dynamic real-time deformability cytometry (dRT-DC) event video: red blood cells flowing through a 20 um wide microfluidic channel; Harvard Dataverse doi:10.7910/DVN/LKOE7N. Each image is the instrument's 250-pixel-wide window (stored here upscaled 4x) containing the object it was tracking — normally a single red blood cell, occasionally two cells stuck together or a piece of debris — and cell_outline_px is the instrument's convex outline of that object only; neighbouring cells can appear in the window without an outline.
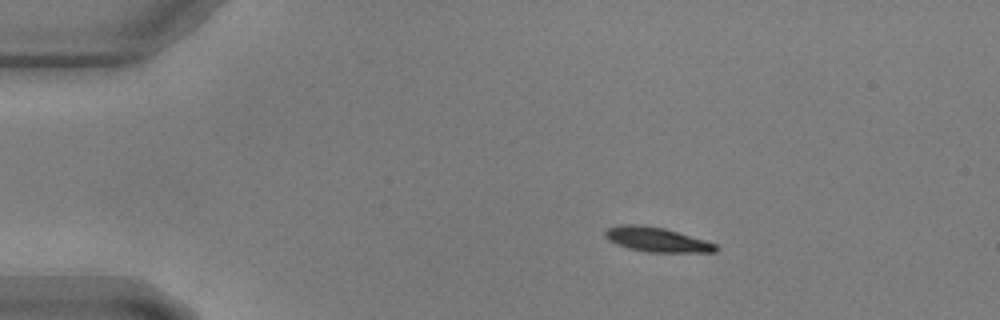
{"species": "common noctule bat (a hibernating species)", "species_latin": "Nyctalus noctula", "temperature_condition": "warm", "stored_images_in_passage": 49, "camera_frame_rate_fps": 3000, "um_per_image_px": 0.085, "animal": {"sex": "male", "body_mass_g": 17.9, "forearm_length_mm": 54.2}, "frame": {"image": 1, "passage_image": 1, "time_ms": 0.0, "image_size_px": [1000, 320], "cell_outline_px": [[720, 248], [716, 252], [648, 252], [628, 248], [616, 244], [608, 240], [604, 236], [604, 232], [608, 228], [620, 224], [640, 224], [664, 228], [704, 240], [716, 244]], "centroid_in_image_um": [55.8, 20.36], "position_along_channel_um": 29.2, "area_um2": 15.84}}
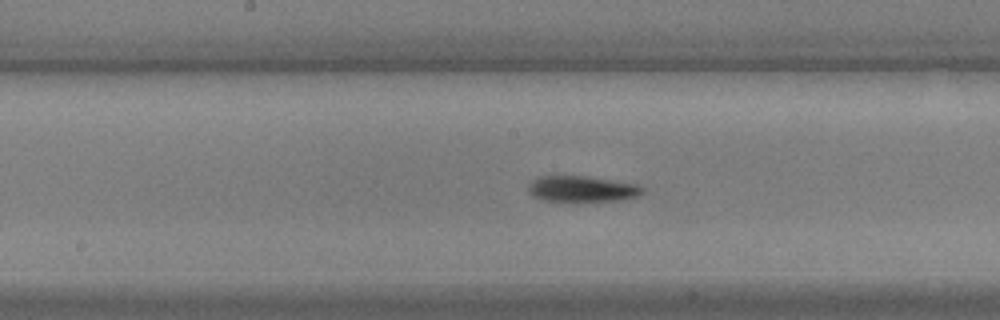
{"frame": {"image": 2, "passage_image": 21, "time_ms": 6.667, "image_size_px": [1000, 320], "cell_outline_px": [[644, 192], [640, 196], [624, 200], [576, 204], [572, 204], [544, 200], [532, 196], [528, 192], [528, 184], [532, 180], [540, 176], [584, 176], [640, 184], [644, 188]], "centroid_in_image_um": [49.5, 16.11], "position_along_channel_um": 198.7, "area_um2": 18.38}}
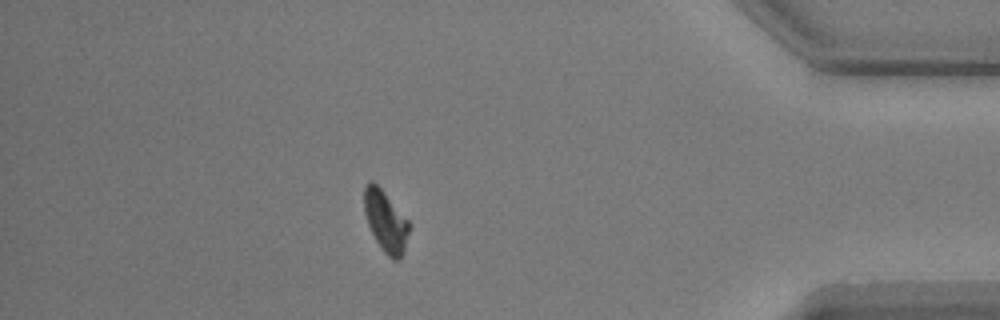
{"frame": {"image": 3, "passage_image": 42, "time_ms": 13.667, "image_size_px": [1000, 320], "cell_outline_px": [[408, 232], [404, 252], [400, 260], [392, 260], [384, 252], [376, 240], [368, 224], [364, 212], [364, 188], [372, 180], [384, 192], [408, 220]], "centroid_in_image_um": [32.77, 18.83], "position_along_channel_um": 402.4, "area_um2": 15.66}}